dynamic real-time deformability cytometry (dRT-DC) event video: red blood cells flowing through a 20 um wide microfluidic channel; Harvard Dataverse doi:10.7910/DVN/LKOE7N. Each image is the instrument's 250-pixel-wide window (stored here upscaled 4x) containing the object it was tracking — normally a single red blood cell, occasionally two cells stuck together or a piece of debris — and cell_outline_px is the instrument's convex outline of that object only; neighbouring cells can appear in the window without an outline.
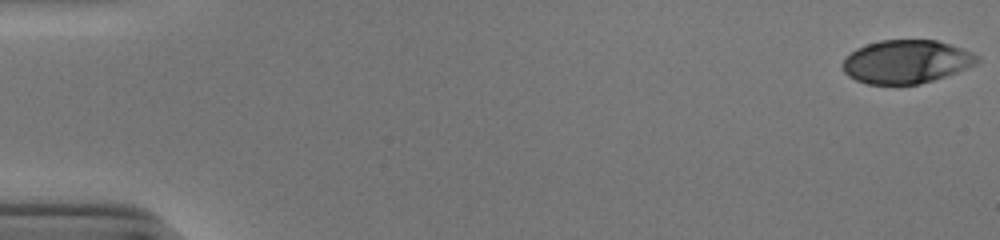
{"species": "human", "species_latin": "Homo sapiens", "temperature_condition": "cold", "stored_images_in_passage": 48, "camera_frame_rate_fps": 3000, "um_per_image_px": 0.085, "donor": {"sex": "male"}, "frame": {"image": 1, "passage_image": 1, "time_ms": 0.0, "image_size_px": [1000, 240], "cell_outline_px": [[980, 60], [976, 64], [956, 72], [920, 84], [868, 84], [856, 80], [848, 76], [844, 72], [840, 64], [856, 48], [880, 40], [936, 40], [972, 52], [980, 56]], "centroid_in_image_um": [77.02, 5.24], "position_along_channel_um": 8.0, "area_um2": 33.81}}
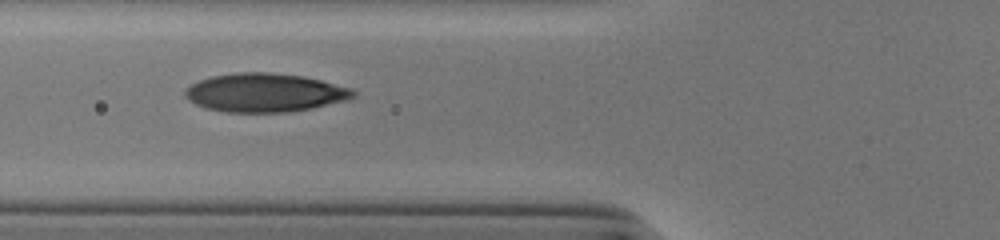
{"frame": {"image": 2, "passage_image": 21, "time_ms": 6.667, "image_size_px": [1000, 240], "cell_outline_px": [[360, 92], [356, 96], [348, 100], [312, 108], [288, 112], [224, 112], [204, 108], [188, 100], [184, 96], [184, 88], [200, 80], [212, 76], [236, 72], [272, 72], [304, 76], [352, 88]], "centroid_in_image_um": [22.53, 7.87], "position_along_channel_um": 103.3, "area_um2": 38.26}}
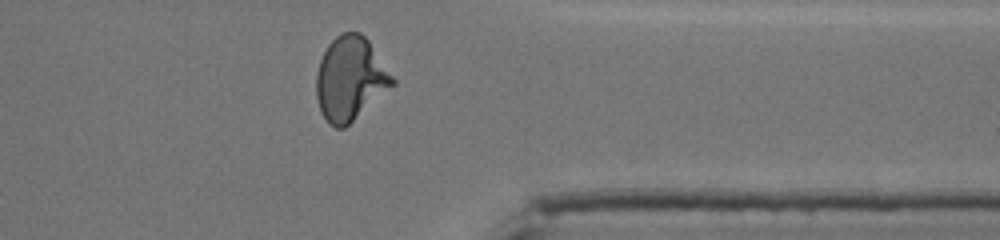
{"frame": {"image": 3, "passage_image": 43, "time_ms": 14.0, "image_size_px": [1000, 240], "cell_outline_px": [[396, 84], [344, 128], [336, 128], [328, 124], [320, 112], [316, 96], [316, 72], [320, 60], [328, 44], [340, 32], [360, 32], [368, 40], [396, 80]], "centroid_in_image_um": [29.76, 6.7], "position_along_channel_um": 381.6, "area_um2": 37.28}, "authors_computed_cell_mechanics": {"area_um2": 35.9805, "velocity_mm_per_s": 3.8949, "shape_relaxation_time_tau1_ms": 6.5473, "shape_relaxation_time_tau2_ms": 0.8953, "deformation_change_tau1": 0.2401, "deformation_change_tau2": 0.0665}}